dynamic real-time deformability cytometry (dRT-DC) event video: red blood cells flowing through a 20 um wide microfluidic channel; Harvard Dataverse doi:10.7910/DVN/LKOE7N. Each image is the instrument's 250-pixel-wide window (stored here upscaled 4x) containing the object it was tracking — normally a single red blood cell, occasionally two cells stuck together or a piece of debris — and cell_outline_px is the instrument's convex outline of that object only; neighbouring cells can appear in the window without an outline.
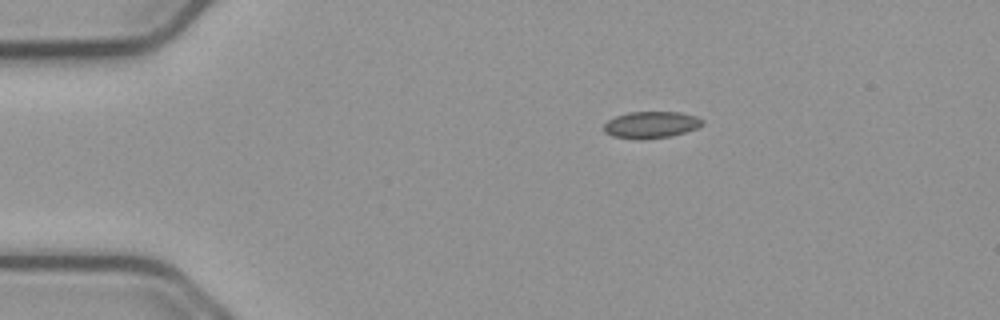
{"species": "common noctule bat (a hibernating species)", "species_latin": "Nyctalus noctula", "temperature_condition": "cold", "stored_images_in_passage": 46, "camera_frame_rate_fps": 3000, "um_per_image_px": 0.085, "animal": {"sex": "male", "body_mass_g": 23.1, "forearm_length_mm": 52.7}, "frame": {"image": 1, "passage_image": 1, "time_ms": 0.0, "image_size_px": [1000, 320], "cell_outline_px": [[704, 124], [696, 128], [672, 136], [644, 140], [640, 140], [612, 136], [604, 132], [604, 124], [608, 120], [616, 116], [628, 112], [680, 112], [696, 116], [704, 120]], "centroid_in_image_um": [55.34, 10.61], "position_along_channel_um": 29.7, "area_um2": 15.49}}
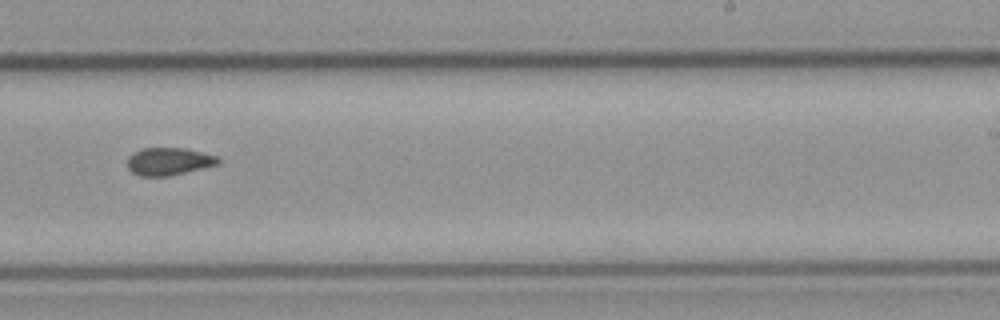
{"frame": {"image": 2, "passage_image": 25, "time_ms": 8.0, "image_size_px": [1000, 320], "cell_outline_px": [[220, 164], [168, 176], [140, 176], [132, 172], [128, 168], [128, 156], [132, 152], [140, 148], [184, 148], [216, 156], [220, 160]], "centroid_in_image_um": [14.31, 13.71], "position_along_channel_um": 274.7, "area_um2": 14.57}}
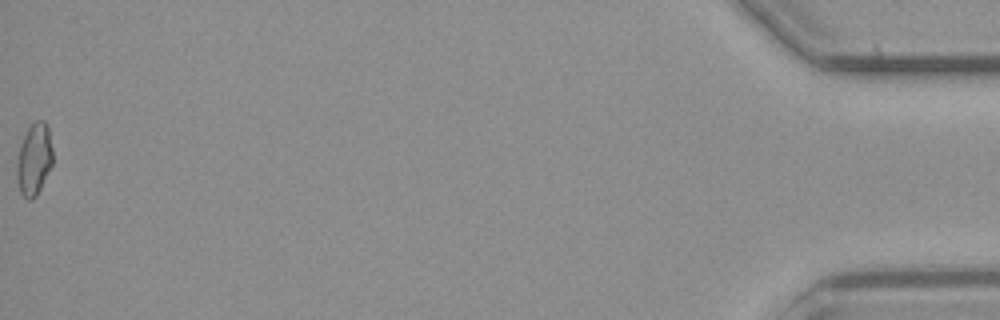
{"frame": {"image": 3, "passage_image": 46, "time_ms": 15.0, "image_size_px": [1000, 320], "cell_outline_px": [[52, 164], [36, 196], [32, 200], [28, 200], [20, 192], [16, 176], [16, 164], [20, 148], [24, 136], [28, 128], [36, 120], [44, 120], [48, 124], [52, 148]], "centroid_in_image_um": [2.9, 13.53], "position_along_channel_um": 432.3, "area_um2": 14.97}, "authors_computed_cell_mechanics": {"area_um2": 14.7968, "velocity_mm_per_s": 3.7527, "shape_relaxation_time_tau1_ms": null, "shape_relaxation_time_tau2_ms": 5.3445, "deformation_change_tau1": null, "deformation_change_tau2": 0.1117}}